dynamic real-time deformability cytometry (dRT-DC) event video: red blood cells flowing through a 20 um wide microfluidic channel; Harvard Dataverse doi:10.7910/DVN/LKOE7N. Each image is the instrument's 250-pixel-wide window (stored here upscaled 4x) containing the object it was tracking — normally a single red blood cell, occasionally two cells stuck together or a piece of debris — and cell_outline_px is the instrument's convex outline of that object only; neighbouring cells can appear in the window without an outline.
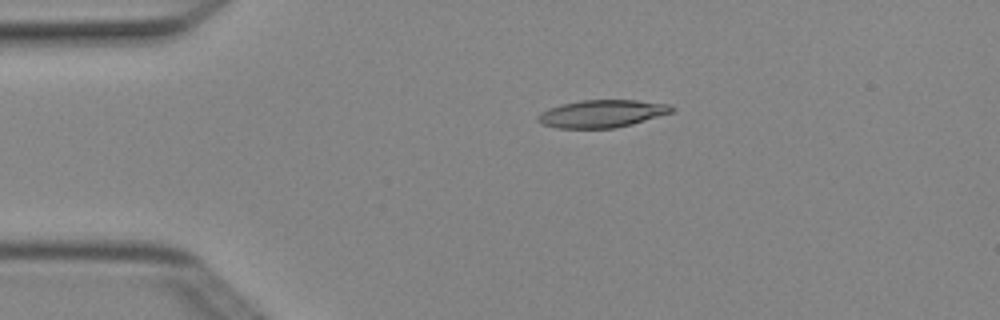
{"species": "Egyptian fruit bat (a non-hibernating species)", "species_latin": "Rousettus aegyptiacus", "temperature_condition": "cold", "stored_images_in_passage": 4, "camera_frame_rate_fps": 3000, "um_per_image_px": 0.085, "animal": {"sex": "female"}, "frame": {"image": 1, "passage_image": 3, "time_ms": 0.667, "image_size_px": [1000, 320], "cell_outline_px": [[676, 108], [672, 112], [632, 124], [616, 128], [556, 128], [540, 124], [536, 120], [536, 116], [540, 112], [548, 108], [560, 104], [580, 100], [636, 100], [668, 104]], "centroid_in_image_um": [51.1, 9.66], "position_along_channel_um": 33.9, "area_um2": 21.68}}